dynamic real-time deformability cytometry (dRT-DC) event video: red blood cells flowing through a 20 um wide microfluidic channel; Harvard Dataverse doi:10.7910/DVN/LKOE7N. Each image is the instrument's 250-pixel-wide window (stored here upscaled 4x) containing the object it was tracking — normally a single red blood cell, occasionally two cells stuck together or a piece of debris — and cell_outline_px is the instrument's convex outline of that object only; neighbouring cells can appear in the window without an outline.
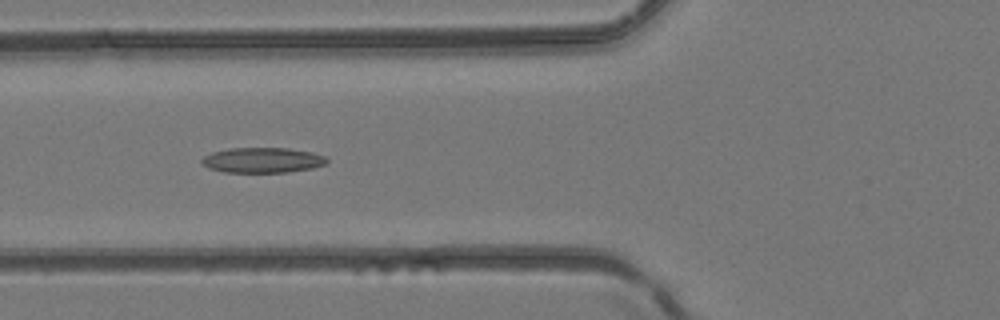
{"species": "common noctule bat (a hibernating species)", "species_latin": "Nyctalus noctula", "temperature_condition": "room temperature", "stored_images_in_passage": 4, "camera_frame_rate_fps": 3000, "um_per_image_px": 0.085, "animal": {"sex": "female", "body_mass_g": 24.6, "forearm_length_mm": 56.2}, "frame": {"image": 1, "passage_image": 4, "time_ms": 1.0, "image_size_px": [1000, 320], "cell_outline_px": [[328, 164], [312, 168], [288, 172], [224, 172], [208, 168], [200, 164], [200, 160], [204, 156], [212, 152], [228, 148], [288, 148], [312, 152], [324, 156], [328, 160]], "centroid_in_image_um": [22.29, 13.61], "position_along_channel_um": 103.5, "area_um2": 18.55}}